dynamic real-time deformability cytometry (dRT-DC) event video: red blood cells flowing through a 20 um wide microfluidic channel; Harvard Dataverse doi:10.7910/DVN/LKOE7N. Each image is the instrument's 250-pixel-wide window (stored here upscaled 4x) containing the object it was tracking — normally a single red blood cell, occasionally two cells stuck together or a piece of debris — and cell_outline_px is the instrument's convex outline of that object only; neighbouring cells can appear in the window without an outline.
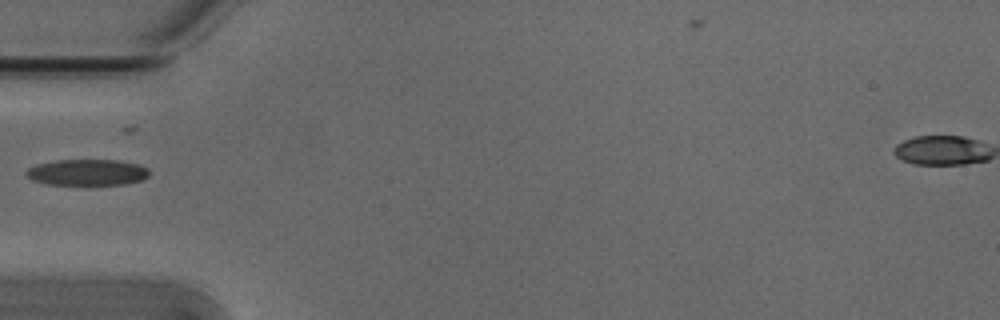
{"species": "Egyptian fruit bat (a non-hibernating species)", "species_latin": "Rousettus aegyptiacus", "temperature_condition": "cold", "stored_images_in_passage": 2, "camera_frame_rate_fps": 3000, "um_per_image_px": 0.085, "animal": {"sex": "male"}, "frame": {"image": 1, "passage_image": 1, "time_ms": 0.0, "image_size_px": [1000, 320], "cell_outline_px": [[148, 176], [140, 180], [124, 184], [48, 184], [32, 180], [24, 176], [24, 172], [28, 168], [36, 164], [56, 160], [116, 160], [136, 164], [148, 168]], "centroid_in_image_um": [7.34, 14.64], "position_along_channel_um": 77.7, "area_um2": 18.61}}
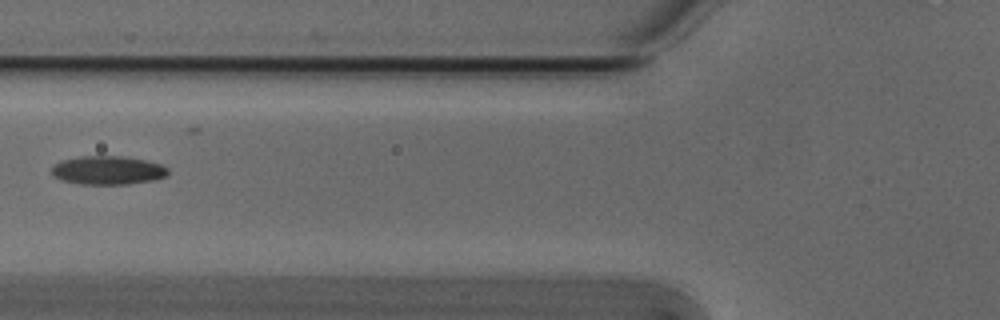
{"frame": {"image": 2, "passage_image": 2, "time_ms": 0.333, "image_size_px": [1000, 320], "cell_outline_px": [[168, 172], [164, 176], [152, 180], [128, 184], [80, 184], [64, 180], [52, 176], [52, 168], [56, 164], [64, 160], [84, 156], [124, 156], [144, 160], [160, 164], [168, 168]], "centroid_in_image_um": [9.17, 14.47], "position_along_channel_um": 116.6, "area_um2": 19.07}}